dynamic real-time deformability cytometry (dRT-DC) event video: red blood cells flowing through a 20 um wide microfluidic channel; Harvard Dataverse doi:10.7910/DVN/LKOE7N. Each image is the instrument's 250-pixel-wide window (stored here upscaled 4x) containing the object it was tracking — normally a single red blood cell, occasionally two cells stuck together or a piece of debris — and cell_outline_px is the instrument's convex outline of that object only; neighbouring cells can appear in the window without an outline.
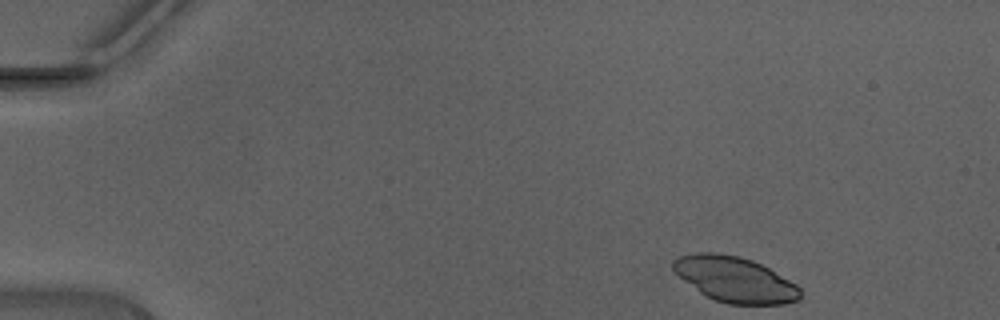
{"species": "Egyptian fruit bat (a non-hibernating species)", "species_latin": "Rousettus aegyptiacus", "temperature_condition": "warm", "stored_images_in_passage": 19, "camera_frame_rate_fps": 3000, "um_per_image_px": 0.085, "animal": {"sex": "male"}, "frame": {"image": 1, "passage_image": 1, "time_ms": 0.0, "image_size_px": [1000, 320], "cell_outline_px": [[800, 300], [784, 304], [728, 304], [712, 300], [700, 292], [672, 272], [672, 260], [676, 256], [696, 252], [712, 252], [740, 256], [752, 260], [768, 268], [796, 284], [800, 288]], "centroid_in_image_um": [62.41, 23.74], "position_along_channel_um": 22.6, "area_um2": 33.87}}